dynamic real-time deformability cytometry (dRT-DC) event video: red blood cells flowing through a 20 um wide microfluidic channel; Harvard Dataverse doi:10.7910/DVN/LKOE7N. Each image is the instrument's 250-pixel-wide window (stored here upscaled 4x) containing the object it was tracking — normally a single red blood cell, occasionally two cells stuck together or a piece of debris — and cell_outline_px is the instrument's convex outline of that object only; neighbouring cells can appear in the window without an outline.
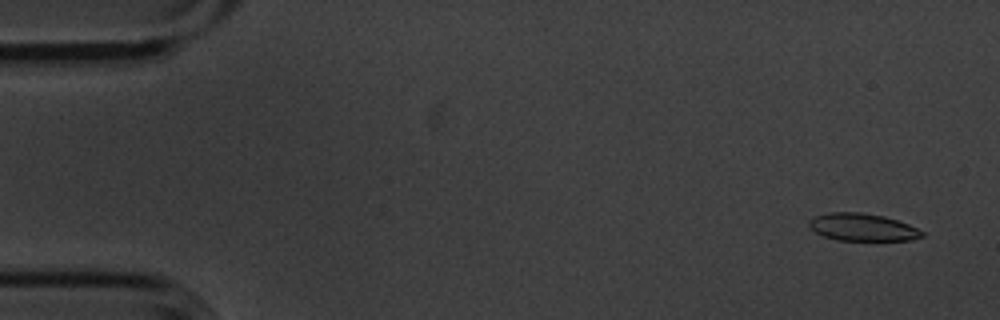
{"species": "common noctule bat (a hibernating species)", "species_latin": "Nyctalus noctula", "temperature_condition": "cold", "stored_images_in_passage": 5, "segment_of_instrument_passage": [2, 2], "camera_frame_rate_fps": 3000, "um_per_image_px": 0.085, "animal": {"sex": "male", "body_mass_g": 20.1, "forearm_length_mm": 53.5}, "frame": {"image": 1, "passage_image": 5, "time_ms": 1.333, "image_size_px": [1000, 320], "cell_outline_px": [[924, 236], [912, 240], [836, 240], [824, 236], [816, 232], [808, 224], [808, 220], [816, 216], [828, 212], [860, 212], [884, 216], [908, 224], [924, 232]], "centroid_in_image_um": [73.31, 19.31], "position_along_channel_um": 11.7, "area_um2": 17.98}}